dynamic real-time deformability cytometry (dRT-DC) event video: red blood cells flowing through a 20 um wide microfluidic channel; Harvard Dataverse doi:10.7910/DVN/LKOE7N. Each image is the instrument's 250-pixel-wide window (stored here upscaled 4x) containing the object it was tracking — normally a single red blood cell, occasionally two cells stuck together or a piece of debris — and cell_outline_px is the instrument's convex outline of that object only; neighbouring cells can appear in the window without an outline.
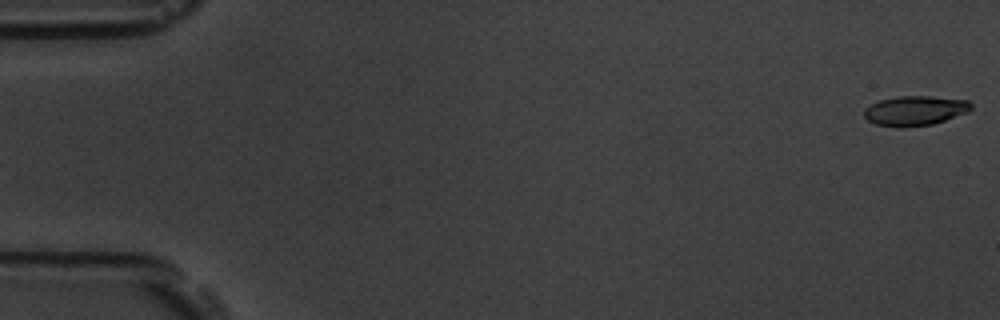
{"species": "common noctule bat (a hibernating species)", "species_latin": "Nyctalus noctula", "temperature_condition": "room temperature", "stored_images_in_passage": 5, "segment_of_instrument_passage": [2, 2], "camera_frame_rate_fps": 3000, "um_per_image_px": 0.085, "animal": {"sex": "male", "body_mass_g": 19.5, "forearm_length_mm": 54.6}, "frame": {"image": 1, "passage_image": 5, "time_ms": 4.667, "image_size_px": [1000, 320], "cell_outline_px": [[972, 108], [968, 112], [932, 124], [876, 124], [868, 120], [864, 116], [864, 108], [880, 100], [896, 96], [932, 96], [968, 100], [972, 104]], "centroid_in_image_um": [77.82, 9.34], "position_along_channel_um": 7.2, "area_um2": 17.74}}